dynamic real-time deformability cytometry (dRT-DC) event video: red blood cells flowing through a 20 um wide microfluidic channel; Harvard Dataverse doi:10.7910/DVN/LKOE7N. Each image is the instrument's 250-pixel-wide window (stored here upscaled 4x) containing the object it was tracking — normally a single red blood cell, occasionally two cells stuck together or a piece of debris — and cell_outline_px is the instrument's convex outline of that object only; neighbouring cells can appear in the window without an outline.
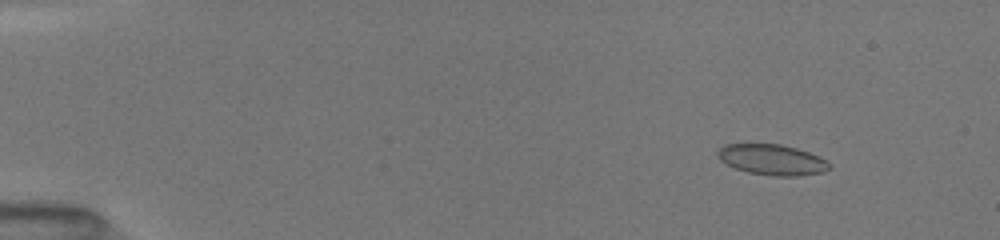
{"species": "common noctule bat (a hibernating species)", "species_latin": "Nyctalus noctula", "temperature_condition": "room temperature", "stored_images_in_passage": 52, "camera_frame_rate_fps": 3000, "um_per_image_px": 0.085, "animal": {"sex": "female", "body_mass_g": 19.5, "forearm_length_mm": 54.1}, "frame": {"image": 1, "passage_image": 7, "time_ms": 2.0, "image_size_px": [1000, 240], "cell_outline_px": [[828, 168], [824, 172], [796, 176], [772, 176], [748, 172], [736, 168], [720, 160], [716, 152], [724, 144], [780, 144], [796, 148], [808, 152], [824, 160], [828, 164]], "centroid_in_image_um": [65.58, 13.57], "position_along_channel_um": 19.4, "area_um2": 19.59}}
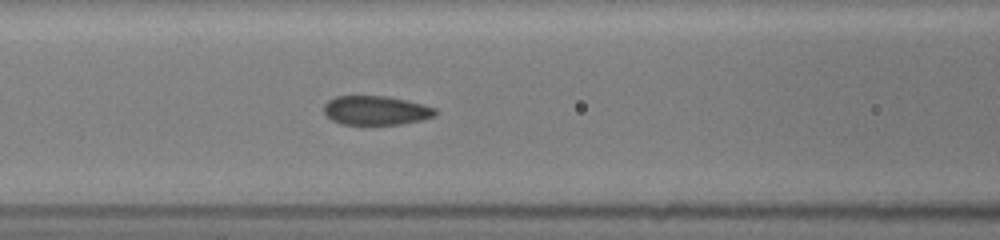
{"frame": {"image": 2, "passage_image": 24, "time_ms": 7.667, "image_size_px": [1000, 240], "cell_outline_px": [[436, 116], [420, 120], [400, 124], [340, 124], [332, 120], [324, 112], [324, 104], [328, 100], [336, 96], [388, 96], [408, 100], [424, 104], [436, 108]], "centroid_in_image_um": [31.97, 9.37], "position_along_channel_um": 134.6, "area_um2": 18.96}}
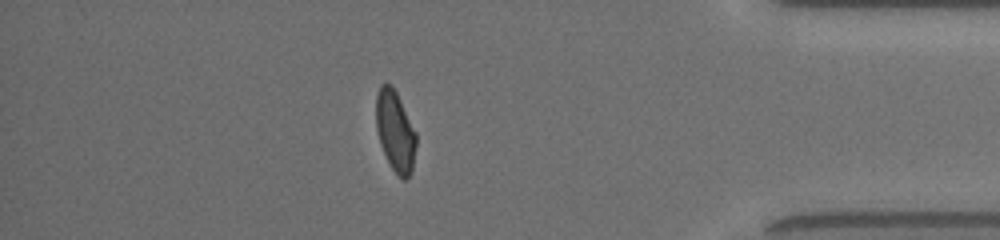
{"frame": {"image": 3, "passage_image": 46, "time_ms": 15.0, "image_size_px": [1000, 240], "cell_outline_px": [[416, 144], [412, 172], [404, 180], [392, 168], [380, 144], [376, 128], [376, 96], [380, 84], [392, 84], [416, 132]], "centroid_in_image_um": [33.59, 11.13], "position_along_channel_um": 401.6, "area_um2": 18.67}, "authors_computed_cell_mechanics": {"area_um2": 19.6809, "velocity_mm_per_s": 4.0633, "shape_relaxation_time_tau1_ms": 9.2142, "shape_relaxation_time_tau2_ms": 0.7517, "deformation_change_tau1": 0.1982, "deformation_change_tau2": 0.0637}}